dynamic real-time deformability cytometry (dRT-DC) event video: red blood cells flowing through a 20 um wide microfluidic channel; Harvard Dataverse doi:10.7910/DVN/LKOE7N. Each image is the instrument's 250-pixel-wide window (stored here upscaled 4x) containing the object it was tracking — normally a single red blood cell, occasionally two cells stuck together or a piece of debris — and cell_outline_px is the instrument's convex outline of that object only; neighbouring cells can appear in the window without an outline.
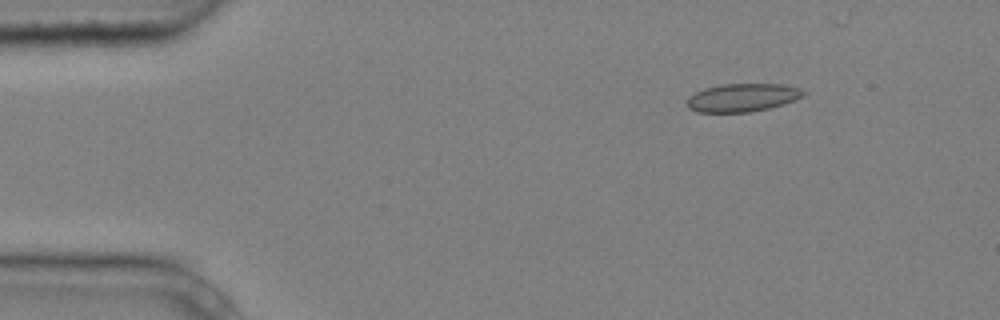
{"species": "common noctule bat (a hibernating species)", "species_latin": "Nyctalus noctula", "temperature_condition": "cold", "stored_images_in_passage": 7, "camera_frame_rate_fps": 3000, "um_per_image_px": 0.085, "animal": {"sex": "male", "body_mass_g": 20.4}, "frame": {"image": 1, "passage_image": 2, "time_ms": 0.333, "image_size_px": [1000, 320], "cell_outline_px": [[808, 92], [804, 96], [784, 104], [768, 108], [748, 112], [696, 112], [688, 108], [688, 96], [704, 88], [720, 84], [780, 84], [800, 88]], "centroid_in_image_um": [63.12, 8.29], "position_along_channel_um": 21.9, "area_um2": 19.13}}